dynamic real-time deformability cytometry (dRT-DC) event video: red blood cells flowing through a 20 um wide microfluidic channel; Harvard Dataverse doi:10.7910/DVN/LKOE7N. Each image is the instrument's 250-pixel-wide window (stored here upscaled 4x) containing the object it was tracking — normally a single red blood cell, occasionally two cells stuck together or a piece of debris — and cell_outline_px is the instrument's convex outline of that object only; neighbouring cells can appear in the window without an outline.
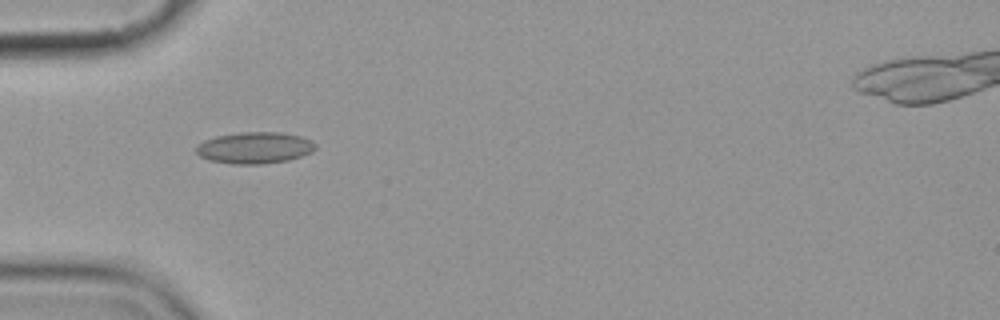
{"species": "common noctule bat (a hibernating species)", "species_latin": "Nyctalus noctula", "temperature_condition": "cold", "stored_images_in_passage": 7, "camera_frame_rate_fps": 3000, "um_per_image_px": 0.085, "animal": {"sex": "female", "body_mass_g": 19.9}, "frame": {"image": 1, "passage_image": 6, "time_ms": 6.0, "image_size_px": [1000, 320], "cell_outline_px": [[316, 148], [312, 152], [288, 160], [260, 164], [232, 164], [208, 160], [200, 156], [196, 152], [196, 148], [204, 140], [216, 136], [240, 132], [280, 132], [300, 136], [312, 140], [316, 144]], "centroid_in_image_um": [21.66, 12.56], "position_along_channel_um": 63.3, "area_um2": 21.91}}
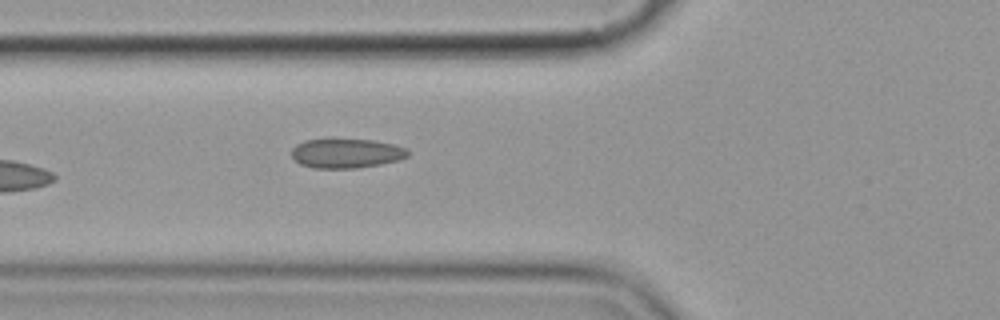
{"frame": {"image": 2, "passage_image": 7, "time_ms": 7.0, "image_size_px": [1000, 320], "cell_outline_px": [[412, 152], [408, 156], [396, 160], [380, 164], [356, 168], [312, 168], [300, 164], [292, 156], [292, 148], [296, 144], [304, 140], [332, 136], [376, 140], [408, 148]], "centroid_in_image_um": [29.42, 12.97], "position_along_channel_um": 96.4, "area_um2": 20.87}}